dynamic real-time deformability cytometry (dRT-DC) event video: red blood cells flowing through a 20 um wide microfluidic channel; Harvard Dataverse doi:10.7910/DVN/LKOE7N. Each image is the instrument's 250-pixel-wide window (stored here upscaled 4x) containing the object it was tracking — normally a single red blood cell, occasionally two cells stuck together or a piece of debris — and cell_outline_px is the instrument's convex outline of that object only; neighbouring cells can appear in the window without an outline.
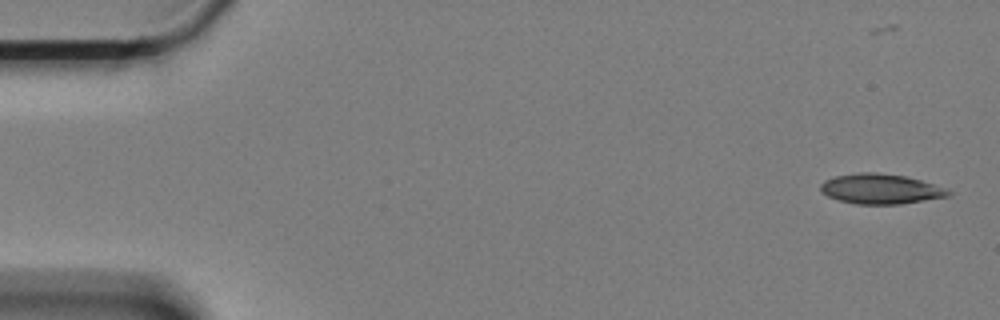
{"species": "Egyptian fruit bat (a non-hibernating species)", "species_latin": "Rousettus aegyptiacus", "temperature_condition": "cold", "stored_images_in_passage": 59, "camera_frame_rate_fps": 3000, "um_per_image_px": 0.085, "animal": {"sex": "female"}, "frame": {"image": 1, "passage_image": 1, "time_ms": 0.0, "image_size_px": [1000, 320], "cell_outline_px": [[952, 192], [948, 196], [900, 204], [856, 204], [840, 200], [828, 196], [820, 192], [820, 184], [824, 180], [836, 176], [860, 172], [876, 172], [904, 176], [920, 180], [948, 188]], "centroid_in_image_um": [74.84, 16.05], "position_along_channel_um": 10.2, "area_um2": 22.31}}
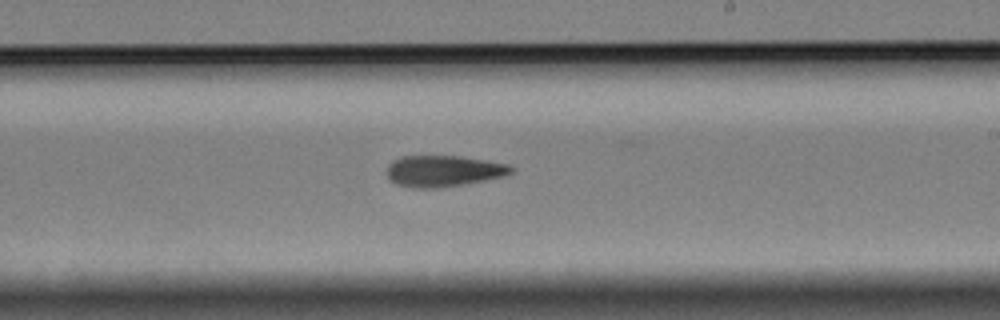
{"frame": {"image": 2, "passage_image": 34, "time_ms": 11.0, "image_size_px": [1000, 320], "cell_outline_px": [[516, 168], [512, 172], [500, 176], [484, 180], [460, 184], [432, 188], [412, 188], [396, 184], [388, 176], [388, 164], [392, 160], [404, 156], [460, 156], [508, 164]], "centroid_in_image_um": [37.67, 14.52], "position_along_channel_um": 251.3, "area_um2": 22.25}}
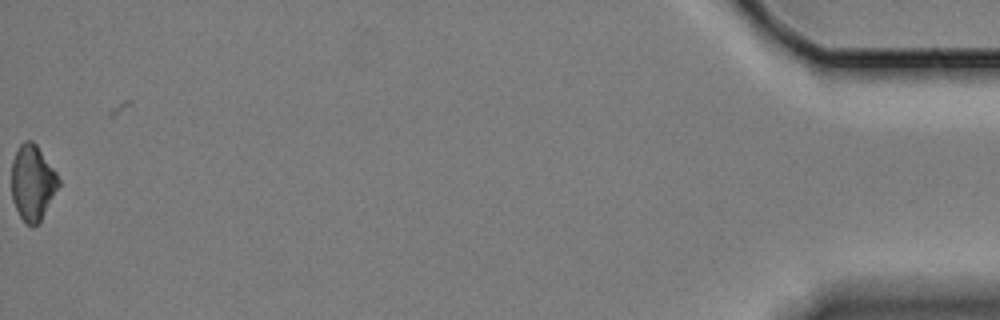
{"frame": {"image": 3, "passage_image": 59, "time_ms": 19.333, "image_size_px": [1000, 320], "cell_outline_px": [[60, 184], [40, 220], [32, 228], [24, 224], [12, 200], [12, 160], [20, 144], [24, 140], [32, 140], [36, 144], [56, 172], [60, 180]], "centroid_in_image_um": [2.76, 15.53], "position_along_channel_um": 432.4, "area_um2": 20.58}}